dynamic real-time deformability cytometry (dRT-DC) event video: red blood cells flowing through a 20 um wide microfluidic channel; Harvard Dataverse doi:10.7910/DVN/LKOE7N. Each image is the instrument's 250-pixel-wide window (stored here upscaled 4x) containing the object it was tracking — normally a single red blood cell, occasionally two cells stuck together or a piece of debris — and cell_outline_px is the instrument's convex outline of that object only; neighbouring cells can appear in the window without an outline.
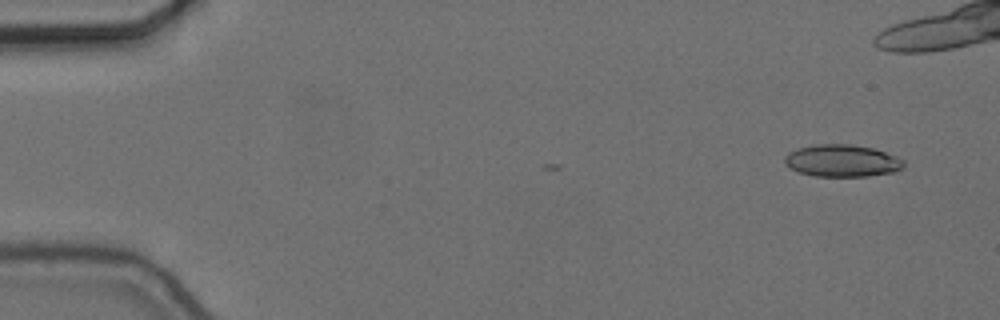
{"species": "common noctule bat (a hibernating species)", "species_latin": "Nyctalus noctula", "temperature_condition": "cold", "stored_images_in_passage": 4, "camera_frame_rate_fps": 3000, "um_per_image_px": 0.085, "animal": {"sex": "female", "body_mass_g": 24.6, "forearm_length_mm": 56.2}, "frame": {"image": 1, "passage_image": 4, "time_ms": 1.0, "image_size_px": [1000, 320], "cell_outline_px": [[904, 168], [896, 172], [868, 176], [812, 176], [800, 172], [784, 164], [784, 156], [788, 152], [800, 148], [816, 144], [852, 144], [872, 148], [896, 156], [904, 160]], "centroid_in_image_um": [71.59, 13.67], "position_along_channel_um": 13.4, "area_um2": 22.37}}